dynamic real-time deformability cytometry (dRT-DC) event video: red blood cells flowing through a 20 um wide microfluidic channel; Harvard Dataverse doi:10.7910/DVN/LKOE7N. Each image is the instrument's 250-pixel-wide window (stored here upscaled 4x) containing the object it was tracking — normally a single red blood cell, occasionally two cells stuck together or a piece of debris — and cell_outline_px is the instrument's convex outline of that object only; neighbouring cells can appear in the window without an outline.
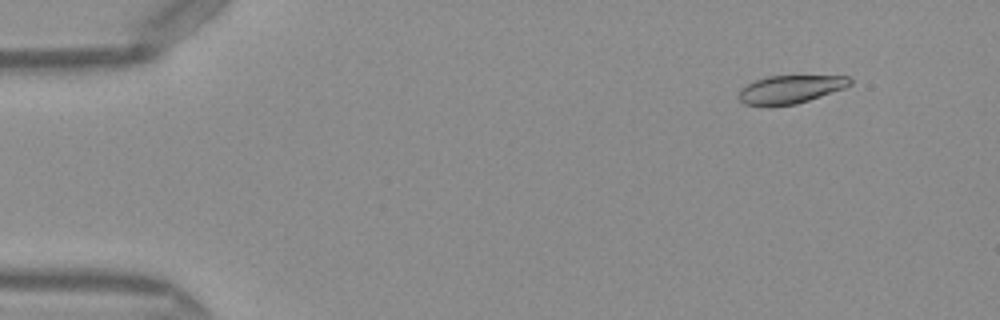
{"species": "Egyptian fruit bat (a non-hibernating species)", "species_latin": "Rousettus aegyptiacus", "temperature_condition": "warm", "stored_images_in_passage": 50, "camera_frame_rate_fps": 3000, "um_per_image_px": 0.085, "frame": {"image": 1, "passage_image": 5, "time_ms": 1.333, "image_size_px": [1000, 320], "cell_outline_px": [[852, 84], [844, 88], [796, 104], [744, 104], [736, 96], [740, 88], [756, 80], [768, 76], [848, 76], [852, 80]], "centroid_in_image_um": [67.18, 7.57], "position_along_channel_um": 17.8, "area_um2": 17.8}}
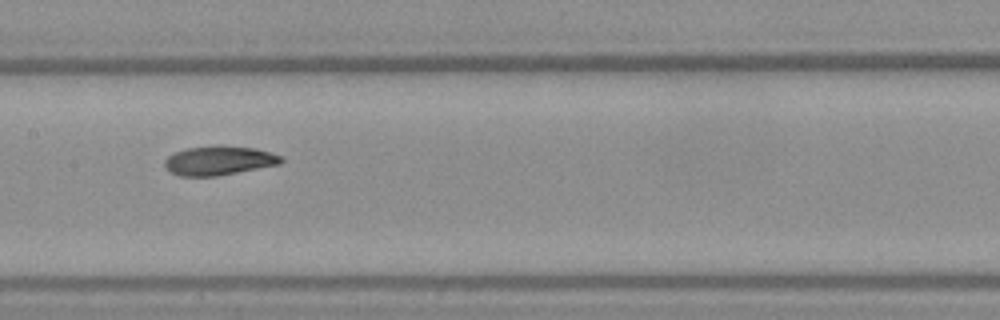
{"frame": {"image": 2, "passage_image": 25, "time_ms": 8.0, "image_size_px": [1000, 320], "cell_outline_px": [[284, 160], [280, 164], [216, 176], [180, 176], [172, 172], [164, 164], [164, 160], [168, 156], [176, 152], [188, 148], [220, 144], [256, 148], [280, 156]], "centroid_in_image_um": [18.62, 13.63], "position_along_channel_um": 188.8, "area_um2": 19.71}}
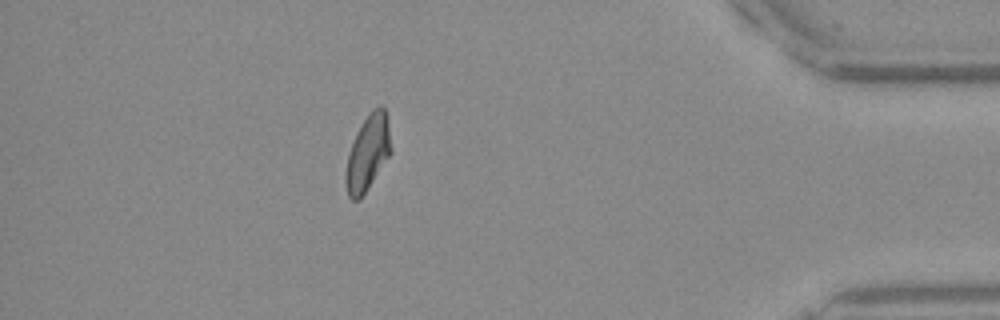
{"frame": {"image": 3, "passage_image": 44, "time_ms": 14.333, "image_size_px": [1000, 320], "cell_outline_px": [[392, 152], [360, 200], [352, 200], [348, 196], [344, 180], [348, 152], [368, 112], [372, 108], [380, 104], [384, 108], [388, 124], [392, 148]], "centroid_in_image_um": [31.26, 13.01], "position_along_channel_um": 403.9, "area_um2": 19.88}, "authors_computed_cell_mechanics": {"area_um2": 19.7387, "velocity_mm_per_s": 4.0845, "shape_relaxation_time_tau1_ms": 4.0224, "shape_relaxation_time_tau2_ms": 2.659, "deformation_change_tau1": 0.1603, "deformation_change_tau2": 0.0797}}